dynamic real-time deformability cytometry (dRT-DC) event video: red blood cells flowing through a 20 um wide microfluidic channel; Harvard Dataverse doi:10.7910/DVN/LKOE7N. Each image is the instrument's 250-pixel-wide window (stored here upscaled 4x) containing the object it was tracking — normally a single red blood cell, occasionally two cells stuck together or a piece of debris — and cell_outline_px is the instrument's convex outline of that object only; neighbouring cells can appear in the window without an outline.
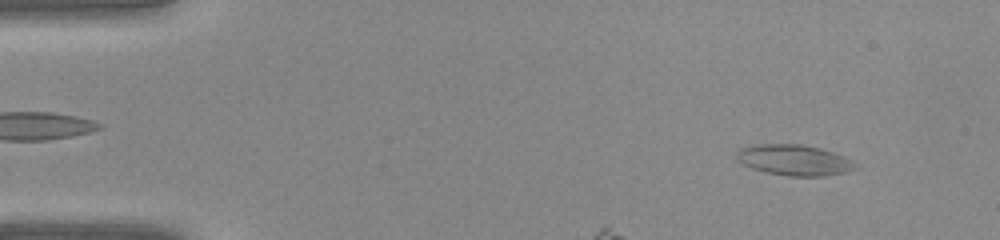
{"species": "common noctule bat (a hibernating species)", "species_latin": "Nyctalus noctula", "temperature_condition": "warm", "stored_images_in_passage": 12, "camera_frame_rate_fps": 3000, "um_per_image_px": 0.085, "animal": {"sex": "female", "body_mass_g": 22.0, "forearm_length_mm": 56.7}, "frame": {"image": 1, "passage_image": 4, "time_ms": 1.0, "image_size_px": [1000, 240], "cell_outline_px": [[860, 168], [844, 172], [824, 176], [788, 176], [764, 172], [752, 168], [736, 160], [736, 152], [740, 148], [752, 144], [800, 144], [820, 148], [844, 156], [852, 160]], "centroid_in_image_um": [67.49, 13.6], "position_along_channel_um": 17.5, "area_um2": 21.44}}